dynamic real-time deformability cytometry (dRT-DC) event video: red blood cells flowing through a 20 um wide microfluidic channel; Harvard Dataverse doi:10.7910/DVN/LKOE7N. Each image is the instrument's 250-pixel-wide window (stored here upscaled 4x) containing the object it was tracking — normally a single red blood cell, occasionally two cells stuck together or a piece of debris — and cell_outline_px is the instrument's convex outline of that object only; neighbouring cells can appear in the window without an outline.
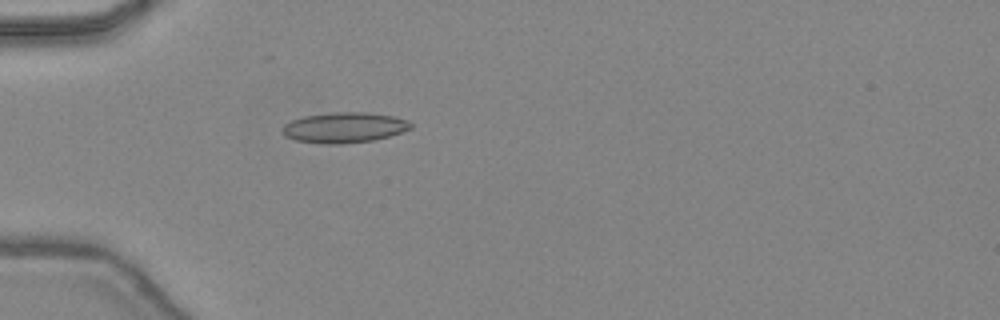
{"species": "common noctule bat (a hibernating species)", "species_latin": "Nyctalus noctula", "temperature_condition": "warm", "stored_images_in_passage": 24, "camera_frame_rate_fps": 3000, "um_per_image_px": 0.085, "animal": {"sex": "female", "body_mass_g": 24.6, "forearm_length_mm": 56.2}, "frame": {"image": 1, "passage_image": 5, "time_ms": 1.333, "image_size_px": [1000, 320], "cell_outline_px": [[412, 128], [388, 136], [372, 140], [340, 144], [324, 144], [296, 140], [284, 136], [280, 128], [284, 124], [292, 120], [304, 116], [336, 112], [368, 112], [392, 116], [408, 120], [412, 124]], "centroid_in_image_um": [29.23, 10.84], "position_along_channel_um": 55.8, "area_um2": 22.72}}
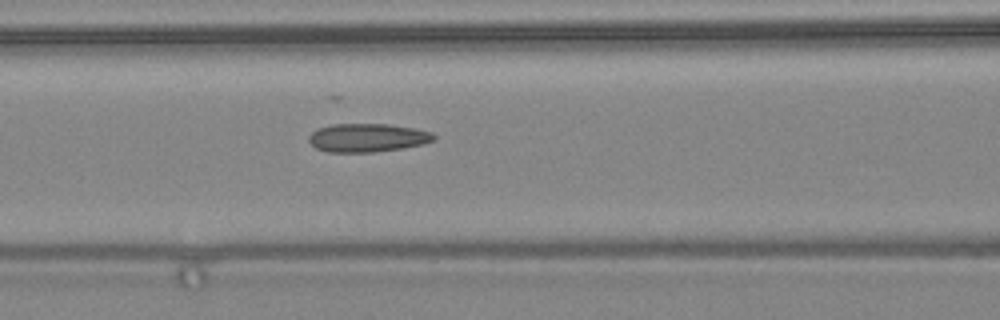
{"frame": {"image": 2, "passage_image": 11, "time_ms": 3.333, "image_size_px": [1000, 320], "cell_outline_px": [[436, 140], [424, 144], [404, 148], [376, 152], [328, 152], [316, 148], [308, 140], [308, 136], [316, 128], [332, 124], [388, 124], [416, 128], [432, 132], [436, 136]], "centroid_in_image_um": [31.26, 11.7], "position_along_channel_um": 135.3, "area_um2": 21.04}}
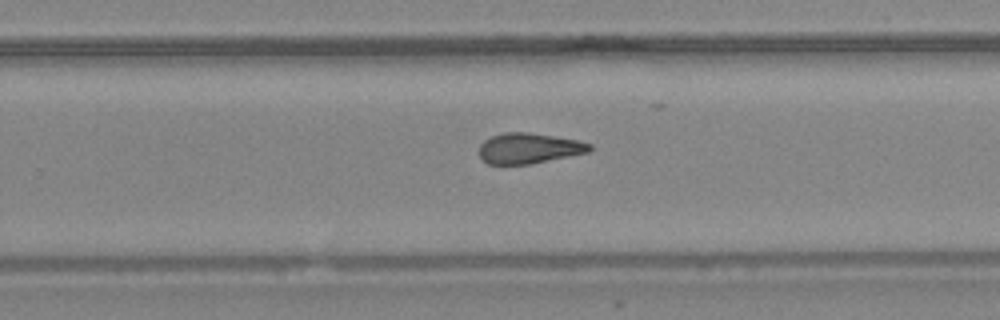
{"frame": {"image": 3, "passage_image": 21, "time_ms": 6.667, "image_size_px": [1000, 320], "cell_outline_px": [[592, 148], [588, 152], [532, 164], [488, 164], [480, 156], [480, 144], [484, 140], [492, 136], [504, 132], [528, 132], [580, 140], [592, 144]], "centroid_in_image_um": [44.98, 12.6], "position_along_channel_um": 284.8, "area_um2": 19.65}}